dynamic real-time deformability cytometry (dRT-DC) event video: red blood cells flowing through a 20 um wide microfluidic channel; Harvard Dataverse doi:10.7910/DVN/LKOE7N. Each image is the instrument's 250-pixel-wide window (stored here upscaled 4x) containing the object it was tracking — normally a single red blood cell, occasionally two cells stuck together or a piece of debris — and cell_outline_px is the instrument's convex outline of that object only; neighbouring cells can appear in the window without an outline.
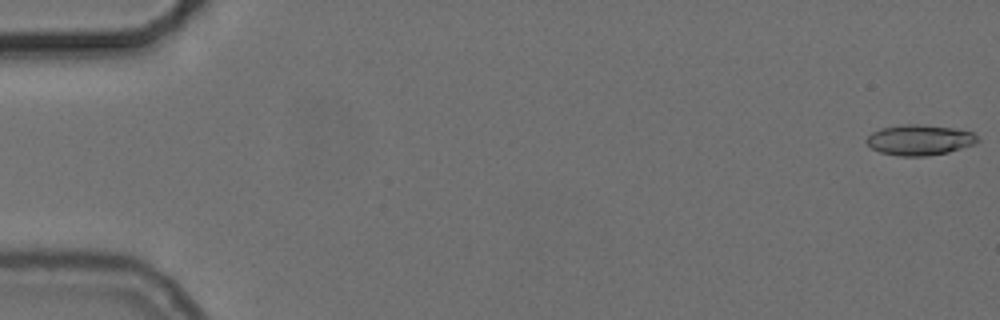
{"species": "common noctule bat (a hibernating species)", "species_latin": "Nyctalus noctula", "temperature_condition": "cold", "stored_images_in_passage": 56, "camera_frame_rate_fps": 3000, "um_per_image_px": 0.085, "animal": {"sex": "female", "body_mass_g": 24.6, "forearm_length_mm": 56.2}, "frame": {"image": 1, "passage_image": 1, "time_ms": 0.0, "image_size_px": [1000, 320], "cell_outline_px": [[980, 140], [976, 144], [948, 152], [928, 156], [900, 156], [880, 152], [872, 148], [864, 140], [872, 132], [880, 128], [904, 124], [916, 124], [952, 128], [972, 132]], "centroid_in_image_um": [78.16, 11.9], "position_along_channel_um": 6.8, "area_um2": 19.71}}
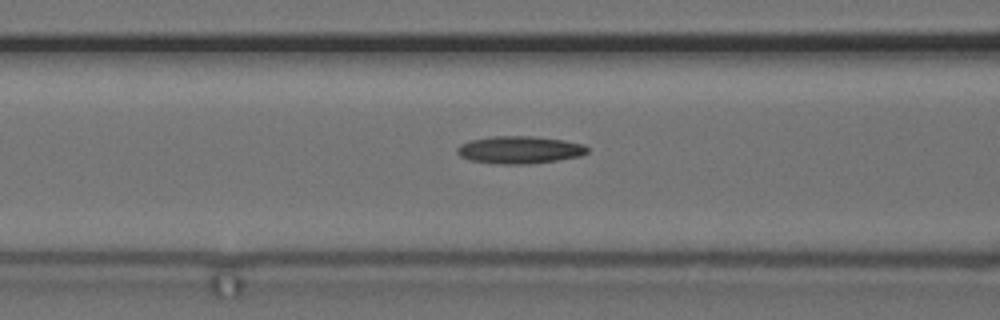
{"frame": {"image": 2, "passage_image": 23, "time_ms": 7.333, "image_size_px": [1000, 320], "cell_outline_px": [[588, 152], [580, 156], [556, 160], [528, 164], [500, 164], [472, 160], [460, 156], [456, 152], [456, 148], [460, 144], [472, 140], [492, 136], [532, 136], [564, 140], [584, 144], [588, 148]], "centroid_in_image_um": [44.17, 12.73], "position_along_channel_um": 122.4, "area_um2": 20.75}}
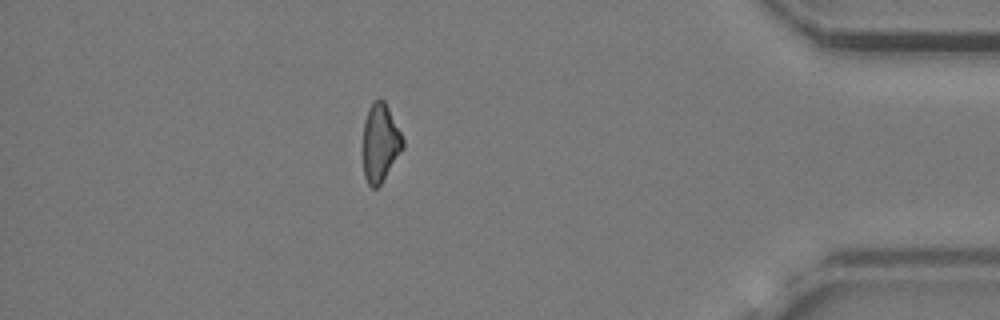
{"frame": {"image": 3, "passage_image": 49, "time_ms": 16.0, "image_size_px": [1000, 320], "cell_outline_px": [[404, 148], [380, 184], [376, 188], [372, 188], [368, 184], [364, 176], [364, 120], [368, 108], [380, 96], [384, 100], [404, 140]], "centroid_in_image_um": [32.33, 12.13], "position_along_channel_um": 402.9, "area_um2": 17.86}, "authors_computed_cell_mechanics": {"area_um2": 19.5364, "velocity_mm_per_s": 3.7202, "shape_relaxation_time_tau1_ms": null, "shape_relaxation_time_tau2_ms": 8.9096, "deformation_change_tau1": null, "deformation_change_tau2": 0.2245}}